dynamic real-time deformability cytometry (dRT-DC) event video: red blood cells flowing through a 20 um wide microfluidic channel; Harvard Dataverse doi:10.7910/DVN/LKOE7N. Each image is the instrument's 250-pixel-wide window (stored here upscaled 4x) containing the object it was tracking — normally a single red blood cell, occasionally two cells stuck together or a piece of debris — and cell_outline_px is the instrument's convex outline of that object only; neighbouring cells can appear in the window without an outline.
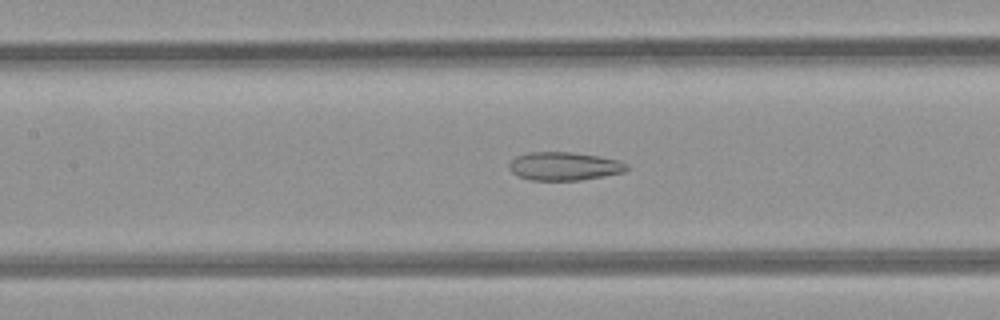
{"species": "common noctule bat (a hibernating species)", "species_latin": "Nyctalus noctula", "temperature_condition": "room temperature", "stored_images_in_passage": 37, "camera_frame_rate_fps": 3000, "um_per_image_px": 0.085, "animal": {"sex": "female", "body_mass_g": 21.9}, "frame": {"image": 1, "passage_image": 11, "time_ms": 3.333, "image_size_px": [1000, 320], "cell_outline_px": [[628, 168], [624, 172], [604, 176], [580, 180], [532, 180], [520, 176], [512, 172], [508, 168], [508, 164], [516, 156], [528, 152], [572, 152], [620, 160], [628, 164]], "centroid_in_image_um": [47.96, 14.12], "position_along_channel_um": 159.4, "area_um2": 19.36}}
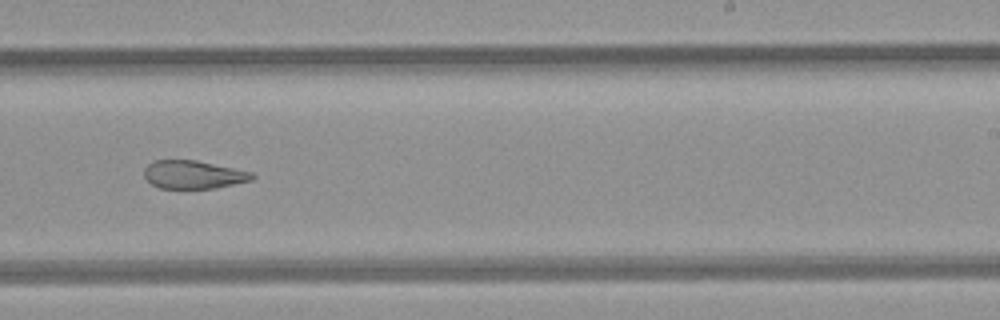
{"frame": {"image": 2, "passage_image": 19, "time_ms": 6.0, "image_size_px": [1000, 320], "cell_outline_px": [[256, 176], [252, 180], [216, 188], [160, 188], [152, 184], [144, 176], [144, 168], [148, 164], [156, 160], [196, 160], [252, 172]], "centroid_in_image_um": [16.44, 14.84], "position_along_channel_um": 272.6, "area_um2": 17.63}}
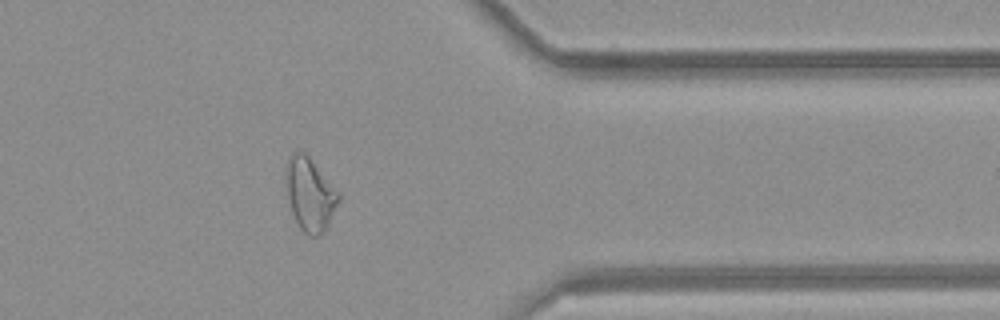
{"frame": {"image": 3, "passage_image": 28, "time_ms": 9.0, "image_size_px": [1000, 320], "cell_outline_px": [[340, 200], [324, 228], [316, 236], [308, 236], [300, 228], [292, 212], [288, 200], [284, 176], [284, 172], [288, 160], [292, 152], [304, 152], [308, 156], [340, 192]], "centroid_in_image_um": [26.31, 16.47], "position_along_channel_um": 385.1, "area_um2": 22.14}, "authors_computed_cell_mechanics": {"area_um2": 21.2704, "velocity_mm_per_s": 4.2608, "shape_relaxation_time_tau1_ms": null, "shape_relaxation_time_tau2_ms": 2.8561, "deformation_change_tau1": null, "deformation_change_tau2": 0.1141}}